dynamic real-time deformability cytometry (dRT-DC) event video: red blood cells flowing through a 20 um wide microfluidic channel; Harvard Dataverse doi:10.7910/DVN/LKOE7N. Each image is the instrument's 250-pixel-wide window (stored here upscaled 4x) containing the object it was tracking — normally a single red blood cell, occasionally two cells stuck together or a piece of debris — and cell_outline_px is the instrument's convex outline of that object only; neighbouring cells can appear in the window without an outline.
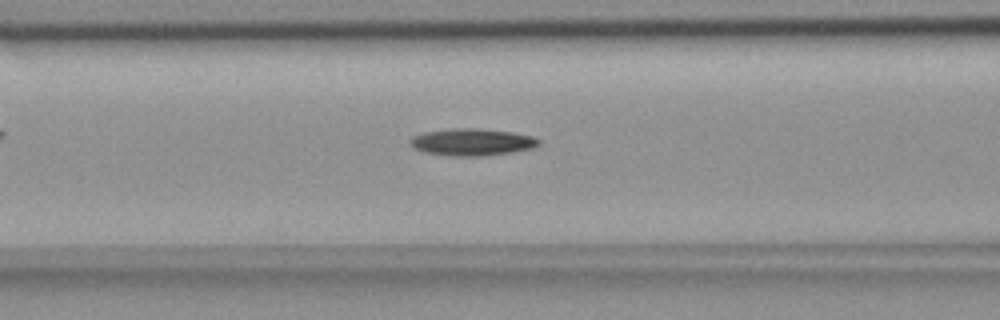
{"species": "common noctule bat (a hibernating species)", "species_latin": "Nyctalus noctula", "temperature_condition": "room temperature", "stored_images_in_passage": 55, "camera_frame_rate_fps": 3000, "um_per_image_px": 0.085, "animal": {"sex": "female", "body_mass_g": 18.4}, "frame": {"image": 1, "passage_image": 22, "time_ms": 7.0, "image_size_px": [1000, 320], "cell_outline_px": [[540, 144], [532, 148], [512, 152], [484, 156], [448, 156], [424, 152], [412, 148], [408, 144], [408, 140], [412, 136], [424, 132], [452, 128], [480, 128], [512, 132], [532, 136], [540, 140]], "centroid_in_image_um": [40.07, 12.08], "position_along_channel_um": 126.5, "area_um2": 20.58}}
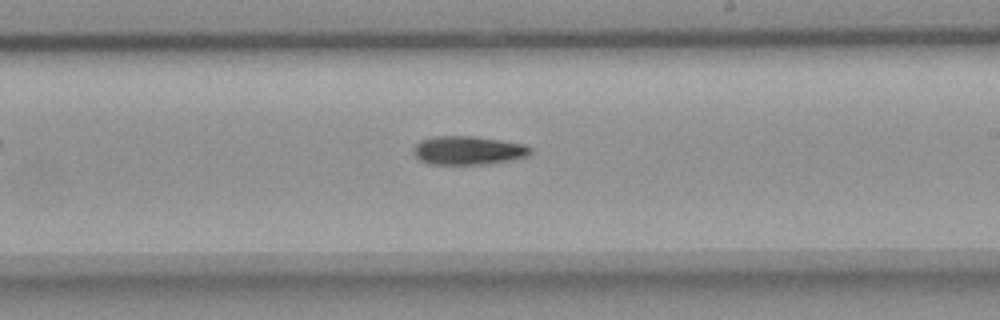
{"frame": {"image": 2, "passage_image": 32, "time_ms": 10.333, "image_size_px": [1000, 320], "cell_outline_px": [[532, 152], [528, 156], [512, 160], [484, 164], [428, 164], [420, 160], [412, 152], [412, 148], [420, 140], [432, 136], [476, 136], [524, 144], [532, 148]], "centroid_in_image_um": [39.78, 12.78], "position_along_channel_um": 249.2, "area_um2": 19.71}}
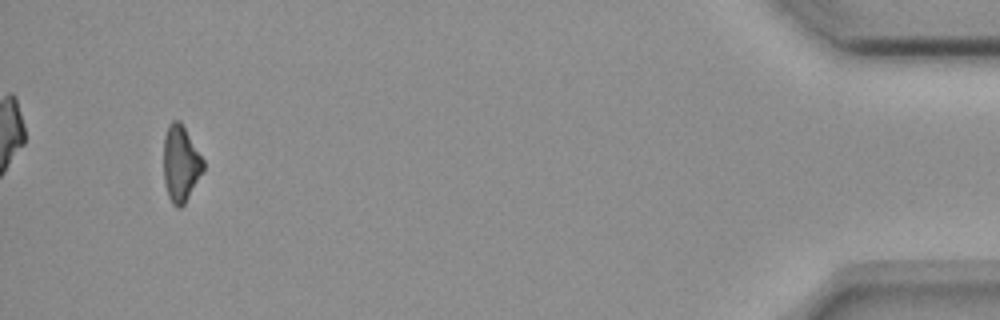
{"frame": {"image": 3, "passage_image": 52, "time_ms": 17.0, "image_size_px": [1000, 320], "cell_outline_px": [[204, 168], [184, 204], [180, 208], [176, 208], [172, 204], [168, 196], [164, 184], [164, 136], [168, 124], [172, 120], [180, 120], [204, 160]], "centroid_in_image_um": [15.34, 13.89], "position_along_channel_um": 419.9, "area_um2": 17.57}, "authors_computed_cell_mechanics": {"area_um2": 18.8428, "velocity_mm_per_s": 3.6918, "shape_relaxation_time_tau1_ms": 9.5308, "shape_relaxation_time_tau2_ms": null, "deformation_change_tau1": 0.192, "deformation_change_tau2": null}}